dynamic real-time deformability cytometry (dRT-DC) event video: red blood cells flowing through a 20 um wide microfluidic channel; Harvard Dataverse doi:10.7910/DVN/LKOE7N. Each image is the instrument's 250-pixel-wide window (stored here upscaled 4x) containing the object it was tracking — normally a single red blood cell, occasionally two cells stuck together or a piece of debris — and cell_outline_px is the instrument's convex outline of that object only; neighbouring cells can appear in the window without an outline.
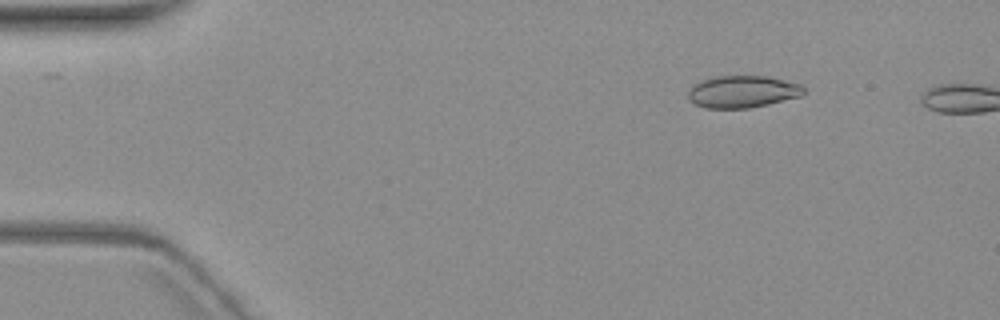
{"species": "common noctule bat (a hibernating species)", "species_latin": "Nyctalus noctula", "temperature_condition": "warm", "stored_images_in_passage": 3, "camera_frame_rate_fps": 3000, "um_per_image_px": 0.085, "animal": {"sex": "female", "body_mass_g": 19.3, "forearm_length_mm": 54.1}, "frame": {"image": 1, "passage_image": 2, "time_ms": 2.0, "image_size_px": [1000, 320], "cell_outline_px": [[804, 92], [800, 96], [768, 104], [748, 108], [704, 108], [688, 100], [688, 88], [692, 84], [716, 76], [768, 76], [800, 84], [804, 88]], "centroid_in_image_um": [63.07, 7.79], "position_along_channel_um": 21.9, "area_um2": 21.62}}